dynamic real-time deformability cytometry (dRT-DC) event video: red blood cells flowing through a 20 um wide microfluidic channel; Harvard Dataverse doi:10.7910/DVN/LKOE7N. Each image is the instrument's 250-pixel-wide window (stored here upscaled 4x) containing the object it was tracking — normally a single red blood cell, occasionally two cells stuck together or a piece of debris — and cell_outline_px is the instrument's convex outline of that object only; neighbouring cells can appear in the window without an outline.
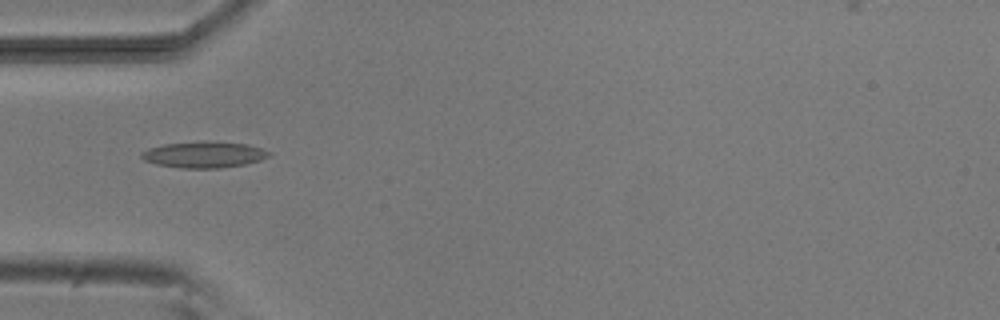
{"species": "common noctule bat (a hibernating species)", "species_latin": "Nyctalus noctula", "temperature_condition": "room temperature", "stored_images_in_passage": 6, "camera_frame_rate_fps": 3000, "um_per_image_px": 0.085, "animal": {"sex": "male", "body_mass_g": 20.5, "forearm_length_mm": 52.5}, "frame": {"image": 1, "passage_image": 2, "time_ms": 1.333, "image_size_px": [1000, 320], "cell_outline_px": [[272, 152], [268, 156], [260, 160], [244, 164], [220, 168], [180, 168], [156, 164], [144, 160], [140, 156], [140, 152], [148, 148], [164, 144], [204, 140], [248, 144]], "centroid_in_image_um": [17.31, 13.13], "position_along_channel_um": 67.7, "area_um2": 19.65}}
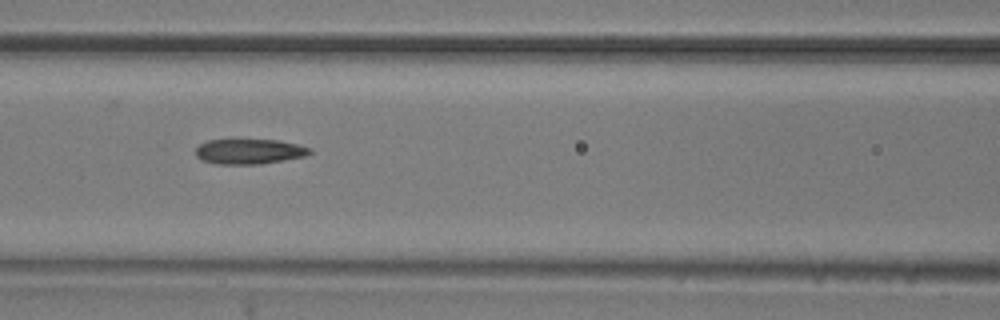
{"frame": {"image": 2, "passage_image": 4, "time_ms": 3.333, "image_size_px": [1000, 320], "cell_outline_px": [[312, 152], [304, 156], [260, 164], [216, 164], [200, 160], [196, 156], [196, 148], [200, 144], [208, 140], [228, 136], [232, 136], [276, 140], [296, 144], [312, 148]], "centroid_in_image_um": [21.1, 12.81], "position_along_channel_um": 145.5, "area_um2": 17.63}}
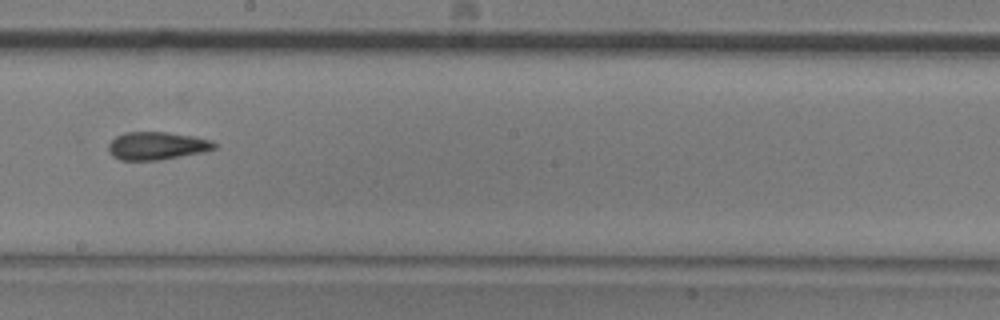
{"frame": {"image": 3, "passage_image": 6, "time_ms": 5.667, "image_size_px": [1000, 320], "cell_outline_px": [[216, 148], [200, 152], [160, 160], [120, 160], [112, 156], [108, 152], [108, 144], [116, 136], [124, 132], [168, 132], [192, 136], [212, 140], [216, 144]], "centroid_in_image_um": [13.29, 12.39], "position_along_channel_um": 234.9, "area_um2": 17.17}}